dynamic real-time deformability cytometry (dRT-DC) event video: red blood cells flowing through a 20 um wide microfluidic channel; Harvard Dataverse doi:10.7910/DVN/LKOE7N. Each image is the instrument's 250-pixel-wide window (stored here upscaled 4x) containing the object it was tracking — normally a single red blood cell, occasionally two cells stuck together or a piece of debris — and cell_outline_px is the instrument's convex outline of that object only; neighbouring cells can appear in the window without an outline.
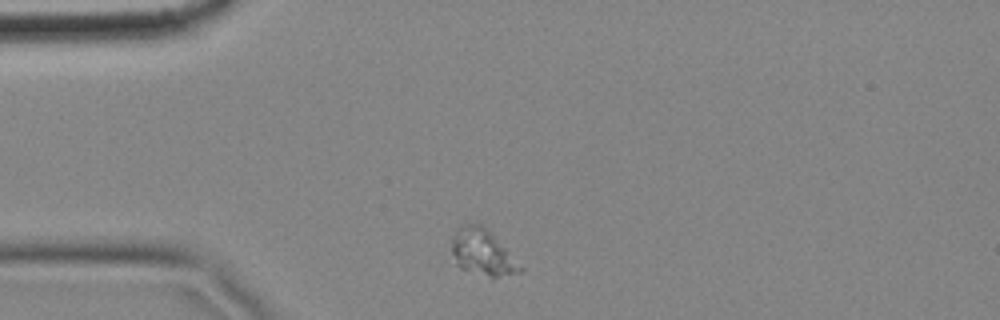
{"species": "common noctule bat (a hibernating species)", "species_latin": "Nyctalus noctula", "temperature_condition": "cold", "stored_images_in_passage": 3, "camera_frame_rate_fps": 3000, "um_per_image_px": 0.085, "animal": {"sex": "female", "body_mass_g": 18.4}, "frame": {"image": 1, "passage_image": 1, "time_ms": 0.0, "image_size_px": [1000, 320], "cell_outline_px": [[524, 272], [492, 280], [460, 268], [456, 264], [452, 252], [452, 236], [464, 224], [484, 224], [488, 228], [524, 268]], "centroid_in_image_um": [41.07, 21.51], "position_along_channel_um": 43.9, "area_um2": 18.96}}
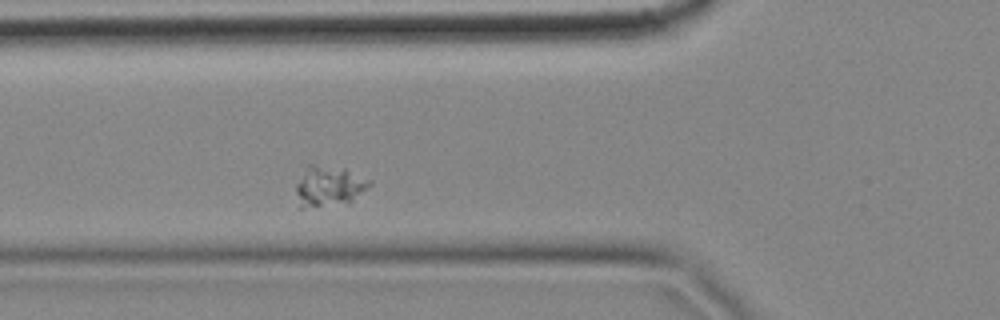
{"frame": {"image": 2, "passage_image": 3, "time_ms": 0.667, "image_size_px": [1000, 320], "cell_outline_px": [[372, 184], [348, 204], [300, 208], [296, 192], [296, 184], [308, 164], [316, 164], [344, 168], [372, 180]], "centroid_in_image_um": [27.98, 15.83], "position_along_channel_um": 97.8, "area_um2": 17.51}}